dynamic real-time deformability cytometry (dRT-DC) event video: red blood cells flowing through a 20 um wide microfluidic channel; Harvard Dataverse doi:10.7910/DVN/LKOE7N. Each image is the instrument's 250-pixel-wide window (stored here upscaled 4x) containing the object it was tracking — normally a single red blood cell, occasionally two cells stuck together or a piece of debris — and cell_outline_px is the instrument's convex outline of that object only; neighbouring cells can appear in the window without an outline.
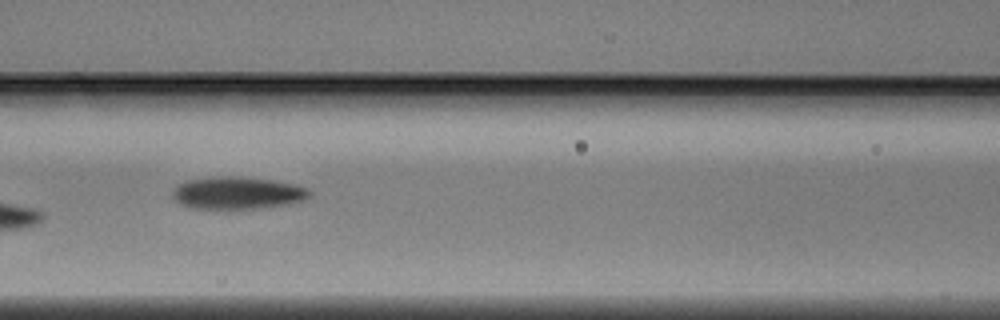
{"species": "Egyptian fruit bat (a non-hibernating species)", "species_latin": "Rousettus aegyptiacus", "temperature_condition": "warm", "stored_images_in_passage": 6, "camera_frame_rate_fps": 3000, "um_per_image_px": 0.085, "animal": {"sex": "male"}, "frame": {"image": 1, "passage_image": 6, "time_ms": 1.667, "image_size_px": [1000, 320], "cell_outline_px": [[312, 196], [304, 200], [264, 208], [192, 208], [180, 204], [172, 196], [172, 192], [180, 184], [188, 180], [216, 176], [232, 176], [272, 180], [292, 184], [308, 188], [312, 192]], "centroid_in_image_um": [20.2, 16.4], "position_along_channel_um": 146.4, "area_um2": 25.55}}